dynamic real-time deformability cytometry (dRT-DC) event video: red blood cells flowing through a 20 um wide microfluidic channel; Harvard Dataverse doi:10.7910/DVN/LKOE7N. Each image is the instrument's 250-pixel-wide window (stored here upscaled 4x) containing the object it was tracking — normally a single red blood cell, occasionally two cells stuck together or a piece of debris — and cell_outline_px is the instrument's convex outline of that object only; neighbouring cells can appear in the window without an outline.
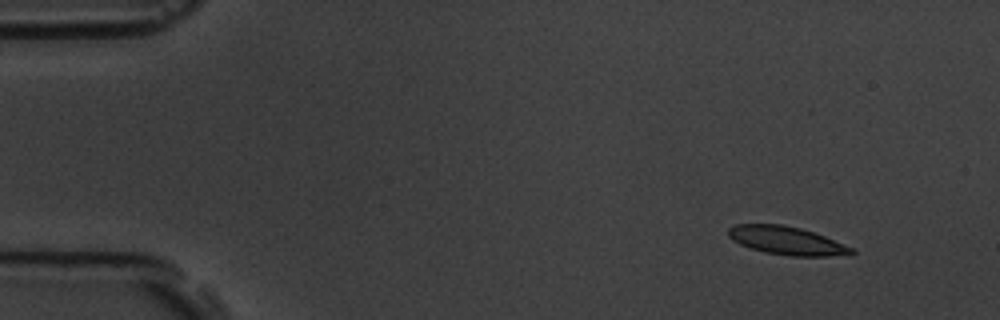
{"species": "common noctule bat (a hibernating species)", "species_latin": "Nyctalus noctula", "temperature_condition": "room temperature", "stored_images_in_passage": 14, "camera_frame_rate_fps": 3000, "um_per_image_px": 0.085, "animal": {"sex": "male", "body_mass_g": 19.5, "forearm_length_mm": 54.6}, "frame": {"image": 1, "passage_image": 1, "time_ms": 0.0, "image_size_px": [1000, 320], "cell_outline_px": [[856, 252], [852, 256], [792, 256], [764, 252], [740, 244], [732, 240], [728, 236], [728, 228], [736, 224], [780, 224], [800, 228], [824, 236], [852, 248]], "centroid_in_image_um": [66.88, 20.46], "position_along_channel_um": 18.1, "area_um2": 20.23}}
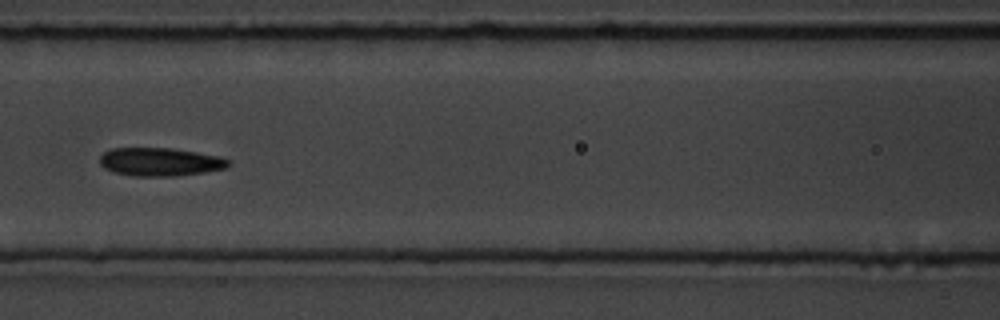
{"frame": {"image": 2, "passage_image": 6, "time_ms": 6.667, "image_size_px": [1000, 320], "cell_outline_px": [[232, 164], [228, 168], [204, 172], [176, 176], [132, 176], [112, 172], [104, 168], [100, 164], [100, 156], [104, 152], [112, 148], [172, 148], [220, 156], [232, 160]], "centroid_in_image_um": [13.64, 13.76], "position_along_channel_um": 153.0, "area_um2": 21.5}}
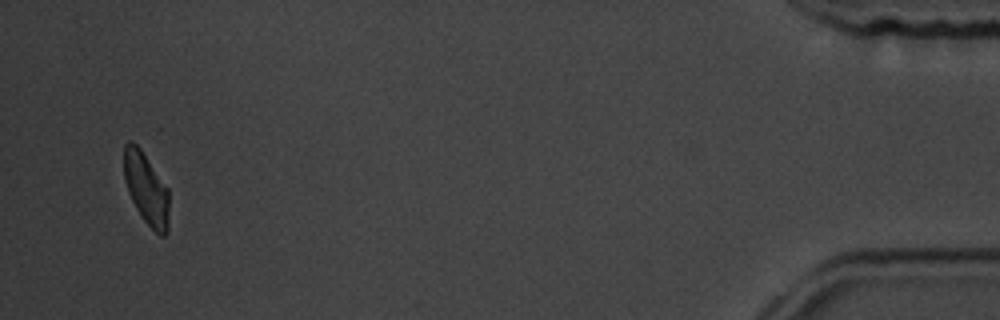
{"frame": {"image": 3, "passage_image": 14, "time_ms": 16.667, "image_size_px": [1000, 320], "cell_outline_px": [[168, 232], [164, 236], [160, 236], [144, 220], [136, 208], [128, 192], [124, 180], [124, 144], [128, 140], [132, 140], [140, 148], [168, 188]], "centroid_in_image_um": [12.42, 16.02], "position_along_channel_um": 422.8, "area_um2": 18.79}, "authors_computed_cell_mechanics": {"area_um2": 20.7502, "velocity_mm_per_s": 3.5272, "shape_relaxation_time_tau1_ms": 4.9024, "shape_relaxation_time_tau2_ms": 2.0328, "deformation_change_tau1": 0.0964, "deformation_change_tau2": 0.0571}}